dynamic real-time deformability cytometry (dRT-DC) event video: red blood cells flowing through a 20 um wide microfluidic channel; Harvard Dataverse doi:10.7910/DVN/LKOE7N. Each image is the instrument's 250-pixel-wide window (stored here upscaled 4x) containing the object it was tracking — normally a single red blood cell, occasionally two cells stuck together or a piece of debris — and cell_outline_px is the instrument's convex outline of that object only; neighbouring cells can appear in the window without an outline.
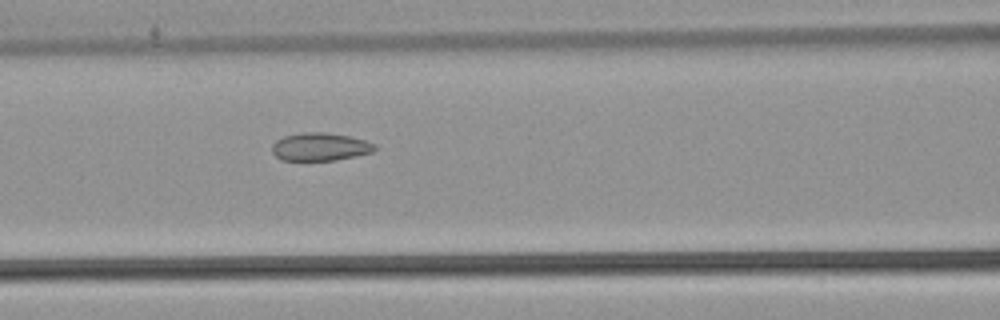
{"species": "common noctule bat (a hibernating species)", "species_latin": "Nyctalus noctula", "temperature_condition": "warm", "stored_images_in_passage": 41, "camera_frame_rate_fps": 3000, "um_per_image_px": 0.085, "animal": {"sex": "male", "body_mass_g": 21.5, "forearm_length_mm": 52.0}, "frame": {"image": 1, "passage_image": 12, "time_ms": 3.667, "image_size_px": [1000, 320], "cell_outline_px": [[376, 148], [372, 152], [336, 160], [280, 160], [272, 152], [272, 144], [276, 140], [284, 136], [300, 132], [324, 132], [348, 136], [364, 140], [376, 144]], "centroid_in_image_um": [27.18, 12.47], "position_along_channel_um": 139.4, "area_um2": 16.7}}
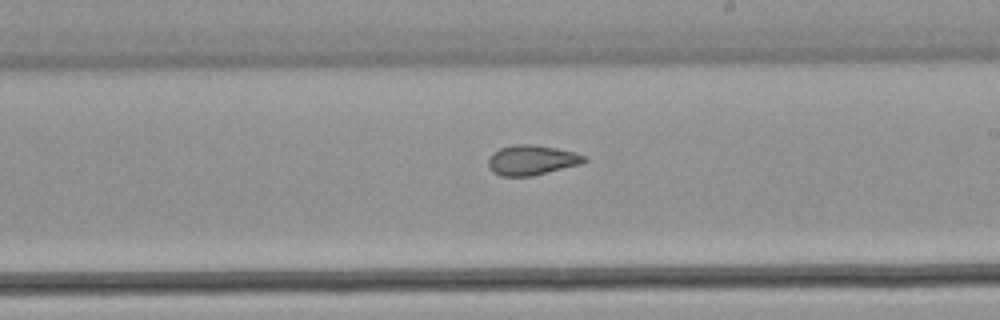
{"frame": {"image": 2, "passage_image": 20, "time_ms": 6.333, "image_size_px": [1000, 320], "cell_outline_px": [[588, 160], [580, 164], [532, 176], [500, 176], [492, 172], [488, 164], [488, 160], [492, 152], [500, 148], [516, 144], [532, 144], [556, 148], [576, 152], [588, 156]], "centroid_in_image_um": [45.21, 13.6], "position_along_channel_um": 243.8, "area_um2": 16.88}}
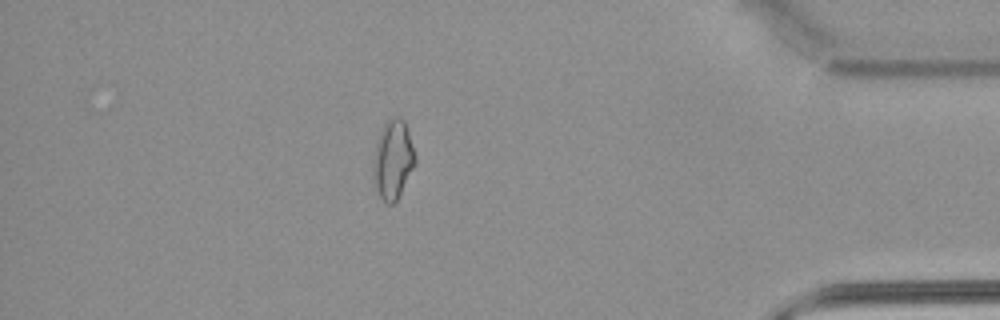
{"frame": {"image": 3, "passage_image": 35, "time_ms": 11.333, "image_size_px": [1000, 320], "cell_outline_px": [[416, 164], [396, 200], [392, 204], [388, 204], [380, 196], [376, 188], [372, 172], [372, 168], [376, 144], [380, 128], [388, 116], [400, 116], [404, 120], [416, 156]], "centroid_in_image_um": [33.39, 13.5], "position_along_channel_um": 401.8, "area_um2": 19.42}, "authors_computed_cell_mechanics": {"area_um2": 17.2244, "velocity_mm_per_s": 3.9229, "shape_relaxation_time_tau1_ms": null, "shape_relaxation_time_tau2_ms": 1.5478, "deformation_change_tau1": null, "deformation_change_tau2": 0.0826}}